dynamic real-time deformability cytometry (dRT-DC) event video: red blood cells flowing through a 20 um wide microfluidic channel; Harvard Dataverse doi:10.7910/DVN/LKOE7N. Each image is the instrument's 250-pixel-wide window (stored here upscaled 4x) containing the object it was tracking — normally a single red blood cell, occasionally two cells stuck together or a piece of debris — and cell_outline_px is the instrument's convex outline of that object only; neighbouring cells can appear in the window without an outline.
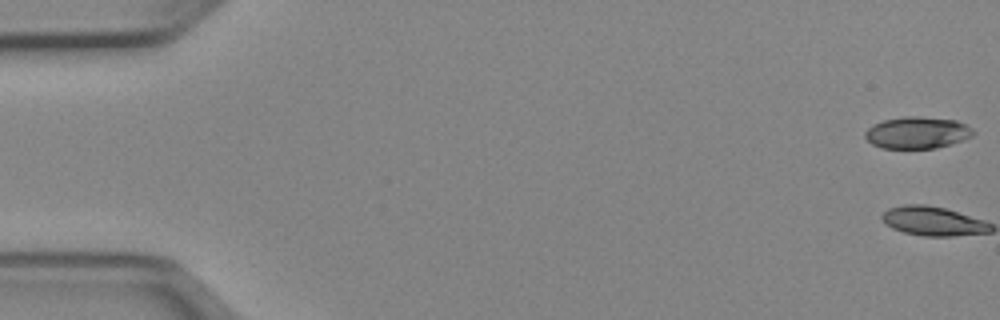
{"species": "Egyptian fruit bat (a non-hibernating species)", "species_latin": "Rousettus aegyptiacus", "temperature_condition": "cold", "stored_images_in_passage": 51, "camera_frame_rate_fps": 3000, "um_per_image_px": 0.085, "animal": {"sex": "female"}, "frame": {"image": 1, "passage_image": 1, "time_ms": 0.0, "image_size_px": [1000, 320], "cell_outline_px": [[976, 132], [972, 136], [936, 148], [880, 148], [872, 144], [864, 136], [864, 132], [872, 124], [884, 120], [904, 116], [920, 116], [956, 120], [968, 124]], "centroid_in_image_um": [77.95, 11.26], "position_along_channel_um": 7.0, "area_um2": 20.11}, "authors_computed_cell_mechanics": {"area_um2": 19.8254, "velocity_mm_per_s": 3.9622, "shape_relaxation_time_tau1_ms": 1.3279, "shape_relaxation_time_tau2_ms": 5.2091, "deformation_change_tau1": 0.2158, "deformation_change_tau2": 0.1356}}